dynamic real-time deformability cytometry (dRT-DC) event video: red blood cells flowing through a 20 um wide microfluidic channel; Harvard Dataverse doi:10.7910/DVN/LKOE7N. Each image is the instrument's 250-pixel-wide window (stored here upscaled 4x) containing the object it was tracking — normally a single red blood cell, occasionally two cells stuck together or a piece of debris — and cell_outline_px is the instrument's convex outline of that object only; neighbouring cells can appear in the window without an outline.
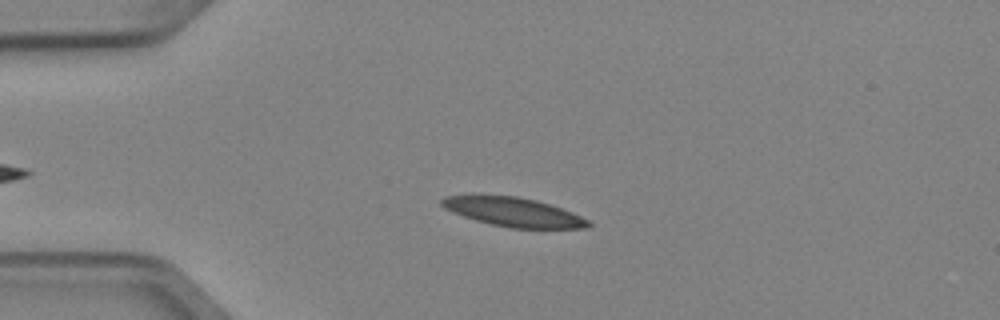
{"species": "Egyptian fruit bat (a non-hibernating species)", "species_latin": "Rousettus aegyptiacus", "temperature_condition": "cold", "stored_images_in_passage": 8, "camera_frame_rate_fps": 3000, "um_per_image_px": 0.085, "animal": {"sex": "female"}, "frame": {"image": 1, "passage_image": 4, "time_ms": 1.0, "image_size_px": [1000, 320], "cell_outline_px": [[592, 224], [588, 228], [512, 228], [492, 224], [476, 220], [452, 212], [444, 208], [440, 204], [440, 200], [444, 196], [472, 192], [480, 192], [516, 196], [536, 200], [572, 212], [588, 220]], "centroid_in_image_um": [43.52, 17.96], "position_along_channel_um": 41.5, "area_um2": 25.49}}
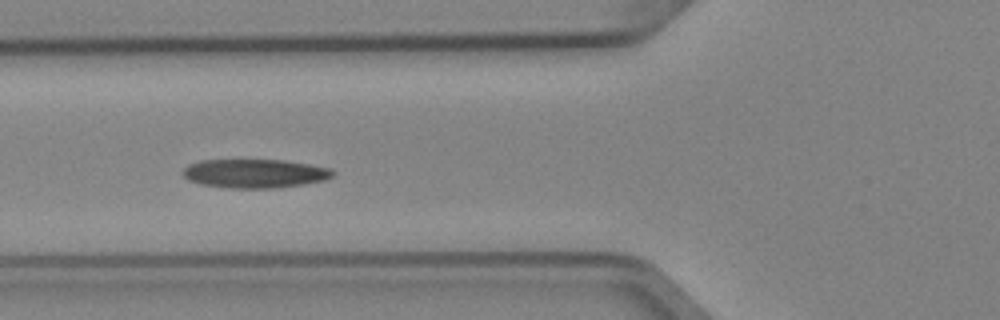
{"frame": {"image": 2, "passage_image": 6, "time_ms": 1.667, "image_size_px": [1000, 320], "cell_outline_px": [[336, 172], [332, 176], [324, 180], [300, 184], [272, 188], [232, 188], [200, 184], [188, 180], [180, 172], [188, 164], [200, 160], [284, 160], [332, 168]], "centroid_in_image_um": [21.62, 14.73], "position_along_channel_um": 104.2, "area_um2": 25.14}}
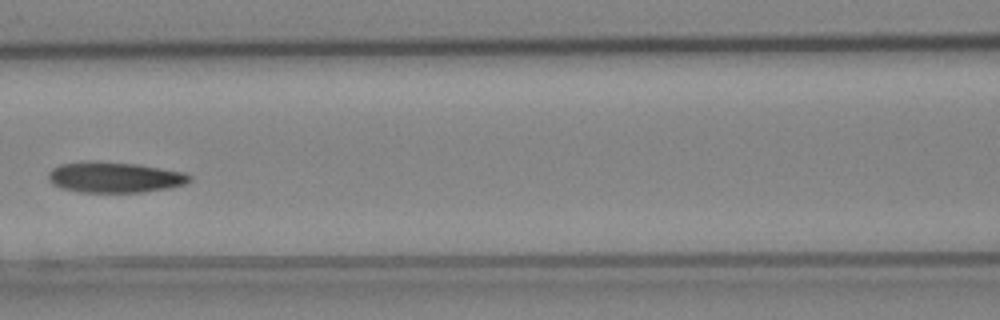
{"frame": {"image": 3, "passage_image": 7, "time_ms": 2.0, "image_size_px": [1000, 320], "cell_outline_px": [[192, 180], [184, 184], [168, 188], [140, 192], [80, 192], [60, 188], [52, 184], [48, 180], [48, 172], [52, 168], [60, 164], [96, 160], [140, 164], [184, 172], [192, 176]], "centroid_in_image_um": [9.72, 15.05], "position_along_channel_um": 156.9, "area_um2": 25.55}}